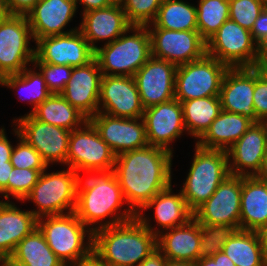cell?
<instances>
[{"label": "cell", "instance_id": "1", "mask_svg": "<svg viewBox=\"0 0 267 266\" xmlns=\"http://www.w3.org/2000/svg\"><path fill=\"white\" fill-rule=\"evenodd\" d=\"M173 153L150 146L117 155L114 174L126 204L136 214L155 195L172 185Z\"/></svg>", "mask_w": 267, "mask_h": 266}, {"label": "cell", "instance_id": "2", "mask_svg": "<svg viewBox=\"0 0 267 266\" xmlns=\"http://www.w3.org/2000/svg\"><path fill=\"white\" fill-rule=\"evenodd\" d=\"M85 175L84 179L81 176L79 179L74 210L85 226L94 232L136 218V213L130 207L118 213L126 200L113 169L90 171ZM106 218H110L109 221H105Z\"/></svg>", "mask_w": 267, "mask_h": 266}, {"label": "cell", "instance_id": "3", "mask_svg": "<svg viewBox=\"0 0 267 266\" xmlns=\"http://www.w3.org/2000/svg\"><path fill=\"white\" fill-rule=\"evenodd\" d=\"M157 249V236L136 217L93 232V252L110 266H138Z\"/></svg>", "mask_w": 267, "mask_h": 266}, {"label": "cell", "instance_id": "4", "mask_svg": "<svg viewBox=\"0 0 267 266\" xmlns=\"http://www.w3.org/2000/svg\"><path fill=\"white\" fill-rule=\"evenodd\" d=\"M37 227L49 248L65 266L76 264L93 252V231L74 212L40 217ZM84 239L88 241L85 243Z\"/></svg>", "mask_w": 267, "mask_h": 266}, {"label": "cell", "instance_id": "5", "mask_svg": "<svg viewBox=\"0 0 267 266\" xmlns=\"http://www.w3.org/2000/svg\"><path fill=\"white\" fill-rule=\"evenodd\" d=\"M133 31V32H132ZM133 33L128 35L127 33ZM152 57L147 26H131L113 42L95 50L103 75H133Z\"/></svg>", "mask_w": 267, "mask_h": 266}, {"label": "cell", "instance_id": "6", "mask_svg": "<svg viewBox=\"0 0 267 266\" xmlns=\"http://www.w3.org/2000/svg\"><path fill=\"white\" fill-rule=\"evenodd\" d=\"M186 181L180 190L194 212L230 175L227 151L203 148L195 143V153Z\"/></svg>", "mask_w": 267, "mask_h": 266}, {"label": "cell", "instance_id": "7", "mask_svg": "<svg viewBox=\"0 0 267 266\" xmlns=\"http://www.w3.org/2000/svg\"><path fill=\"white\" fill-rule=\"evenodd\" d=\"M46 170L23 202L30 200L36 205L38 209L30 210L36 218L74 212L80 175L69 167L51 173Z\"/></svg>", "mask_w": 267, "mask_h": 266}, {"label": "cell", "instance_id": "8", "mask_svg": "<svg viewBox=\"0 0 267 266\" xmlns=\"http://www.w3.org/2000/svg\"><path fill=\"white\" fill-rule=\"evenodd\" d=\"M242 176L229 175L200 207L193 218L211 235L219 231L238 230Z\"/></svg>", "mask_w": 267, "mask_h": 266}, {"label": "cell", "instance_id": "9", "mask_svg": "<svg viewBox=\"0 0 267 266\" xmlns=\"http://www.w3.org/2000/svg\"><path fill=\"white\" fill-rule=\"evenodd\" d=\"M115 158L116 155L89 120L71 131L66 165L80 176H83L81 172L112 170Z\"/></svg>", "mask_w": 267, "mask_h": 266}, {"label": "cell", "instance_id": "10", "mask_svg": "<svg viewBox=\"0 0 267 266\" xmlns=\"http://www.w3.org/2000/svg\"><path fill=\"white\" fill-rule=\"evenodd\" d=\"M229 67L207 54L196 61L179 65L175 77V99L219 96L221 83Z\"/></svg>", "mask_w": 267, "mask_h": 266}, {"label": "cell", "instance_id": "11", "mask_svg": "<svg viewBox=\"0 0 267 266\" xmlns=\"http://www.w3.org/2000/svg\"><path fill=\"white\" fill-rule=\"evenodd\" d=\"M32 36L25 15H9L0 21V75H15L29 67L35 58V48H30ZM28 65V66H27Z\"/></svg>", "mask_w": 267, "mask_h": 266}, {"label": "cell", "instance_id": "12", "mask_svg": "<svg viewBox=\"0 0 267 266\" xmlns=\"http://www.w3.org/2000/svg\"><path fill=\"white\" fill-rule=\"evenodd\" d=\"M206 53L229 68L254 67L256 44L249 30L229 19L206 41Z\"/></svg>", "mask_w": 267, "mask_h": 266}, {"label": "cell", "instance_id": "13", "mask_svg": "<svg viewBox=\"0 0 267 266\" xmlns=\"http://www.w3.org/2000/svg\"><path fill=\"white\" fill-rule=\"evenodd\" d=\"M13 120L20 136L40 154L47 166L57 162L66 165L70 130L39 121L31 114Z\"/></svg>", "mask_w": 267, "mask_h": 266}, {"label": "cell", "instance_id": "14", "mask_svg": "<svg viewBox=\"0 0 267 266\" xmlns=\"http://www.w3.org/2000/svg\"><path fill=\"white\" fill-rule=\"evenodd\" d=\"M152 57L166 60L179 66L203 58L206 41L198 30L177 31L148 28Z\"/></svg>", "mask_w": 267, "mask_h": 266}, {"label": "cell", "instance_id": "15", "mask_svg": "<svg viewBox=\"0 0 267 266\" xmlns=\"http://www.w3.org/2000/svg\"><path fill=\"white\" fill-rule=\"evenodd\" d=\"M212 235L194 218L157 235V249L172 261L195 263L207 252Z\"/></svg>", "mask_w": 267, "mask_h": 266}, {"label": "cell", "instance_id": "16", "mask_svg": "<svg viewBox=\"0 0 267 266\" xmlns=\"http://www.w3.org/2000/svg\"><path fill=\"white\" fill-rule=\"evenodd\" d=\"M33 62H45L72 67L87 65L94 59L95 51L78 30L38 39Z\"/></svg>", "mask_w": 267, "mask_h": 266}, {"label": "cell", "instance_id": "17", "mask_svg": "<svg viewBox=\"0 0 267 266\" xmlns=\"http://www.w3.org/2000/svg\"><path fill=\"white\" fill-rule=\"evenodd\" d=\"M89 121L116 156L148 146L143 117L121 118L98 112Z\"/></svg>", "mask_w": 267, "mask_h": 266}, {"label": "cell", "instance_id": "18", "mask_svg": "<svg viewBox=\"0 0 267 266\" xmlns=\"http://www.w3.org/2000/svg\"><path fill=\"white\" fill-rule=\"evenodd\" d=\"M98 112L121 118L143 117L144 107L134 78L103 75Z\"/></svg>", "mask_w": 267, "mask_h": 266}, {"label": "cell", "instance_id": "19", "mask_svg": "<svg viewBox=\"0 0 267 266\" xmlns=\"http://www.w3.org/2000/svg\"><path fill=\"white\" fill-rule=\"evenodd\" d=\"M177 65L151 57L134 75L144 109L175 98Z\"/></svg>", "mask_w": 267, "mask_h": 266}, {"label": "cell", "instance_id": "20", "mask_svg": "<svg viewBox=\"0 0 267 266\" xmlns=\"http://www.w3.org/2000/svg\"><path fill=\"white\" fill-rule=\"evenodd\" d=\"M143 120L148 145L166 149L171 153L173 149L170 143L186 132L182 105L175 98L144 109Z\"/></svg>", "mask_w": 267, "mask_h": 266}, {"label": "cell", "instance_id": "21", "mask_svg": "<svg viewBox=\"0 0 267 266\" xmlns=\"http://www.w3.org/2000/svg\"><path fill=\"white\" fill-rule=\"evenodd\" d=\"M266 148L267 122H254L227 150L230 175L256 176Z\"/></svg>", "mask_w": 267, "mask_h": 266}, {"label": "cell", "instance_id": "22", "mask_svg": "<svg viewBox=\"0 0 267 266\" xmlns=\"http://www.w3.org/2000/svg\"><path fill=\"white\" fill-rule=\"evenodd\" d=\"M102 77L94 58L87 65L73 67L70 80L60 94L89 120L99 111Z\"/></svg>", "mask_w": 267, "mask_h": 266}, {"label": "cell", "instance_id": "23", "mask_svg": "<svg viewBox=\"0 0 267 266\" xmlns=\"http://www.w3.org/2000/svg\"><path fill=\"white\" fill-rule=\"evenodd\" d=\"M253 93L254 68H229L224 74L219 94L222 110L261 122L254 111Z\"/></svg>", "mask_w": 267, "mask_h": 266}, {"label": "cell", "instance_id": "24", "mask_svg": "<svg viewBox=\"0 0 267 266\" xmlns=\"http://www.w3.org/2000/svg\"><path fill=\"white\" fill-rule=\"evenodd\" d=\"M76 10L75 0H40L26 15L34 41L78 30L79 27L64 31Z\"/></svg>", "mask_w": 267, "mask_h": 266}, {"label": "cell", "instance_id": "25", "mask_svg": "<svg viewBox=\"0 0 267 266\" xmlns=\"http://www.w3.org/2000/svg\"><path fill=\"white\" fill-rule=\"evenodd\" d=\"M82 22L79 31L89 42L95 51L98 41H105V44L113 42L119 38L132 25L127 21L126 14L121 4H112L101 9H94L82 13Z\"/></svg>", "mask_w": 267, "mask_h": 266}, {"label": "cell", "instance_id": "26", "mask_svg": "<svg viewBox=\"0 0 267 266\" xmlns=\"http://www.w3.org/2000/svg\"><path fill=\"white\" fill-rule=\"evenodd\" d=\"M172 188L173 187L170 185L160 191L136 214V217L143 225L156 236L160 232H165V230L184 225L193 218V212L189 209L181 191L175 194ZM151 208L155 210L154 220L162 230L155 227L153 229L149 223L150 219L143 214L145 210ZM142 210L144 212H142Z\"/></svg>", "mask_w": 267, "mask_h": 266}, {"label": "cell", "instance_id": "27", "mask_svg": "<svg viewBox=\"0 0 267 266\" xmlns=\"http://www.w3.org/2000/svg\"><path fill=\"white\" fill-rule=\"evenodd\" d=\"M212 242L236 266H267L256 231L242 229L219 231L212 235Z\"/></svg>", "mask_w": 267, "mask_h": 266}, {"label": "cell", "instance_id": "28", "mask_svg": "<svg viewBox=\"0 0 267 266\" xmlns=\"http://www.w3.org/2000/svg\"><path fill=\"white\" fill-rule=\"evenodd\" d=\"M37 220L30 210L0 200V260L12 256L18 243L37 228Z\"/></svg>", "mask_w": 267, "mask_h": 266}, {"label": "cell", "instance_id": "29", "mask_svg": "<svg viewBox=\"0 0 267 266\" xmlns=\"http://www.w3.org/2000/svg\"><path fill=\"white\" fill-rule=\"evenodd\" d=\"M267 225V182L242 176L239 229L257 231Z\"/></svg>", "mask_w": 267, "mask_h": 266}, {"label": "cell", "instance_id": "30", "mask_svg": "<svg viewBox=\"0 0 267 266\" xmlns=\"http://www.w3.org/2000/svg\"><path fill=\"white\" fill-rule=\"evenodd\" d=\"M253 123L254 121L246 116L221 110L196 143L203 148L227 151Z\"/></svg>", "mask_w": 267, "mask_h": 266}, {"label": "cell", "instance_id": "31", "mask_svg": "<svg viewBox=\"0 0 267 266\" xmlns=\"http://www.w3.org/2000/svg\"><path fill=\"white\" fill-rule=\"evenodd\" d=\"M31 115L39 121L70 131L80 128L88 120L61 94H51Z\"/></svg>", "mask_w": 267, "mask_h": 266}, {"label": "cell", "instance_id": "32", "mask_svg": "<svg viewBox=\"0 0 267 266\" xmlns=\"http://www.w3.org/2000/svg\"><path fill=\"white\" fill-rule=\"evenodd\" d=\"M186 132L197 141L221 112L219 96L195 98L181 102Z\"/></svg>", "mask_w": 267, "mask_h": 266}, {"label": "cell", "instance_id": "33", "mask_svg": "<svg viewBox=\"0 0 267 266\" xmlns=\"http://www.w3.org/2000/svg\"><path fill=\"white\" fill-rule=\"evenodd\" d=\"M147 28L177 31L198 30L196 6L183 0H163L155 20L148 24Z\"/></svg>", "mask_w": 267, "mask_h": 266}, {"label": "cell", "instance_id": "34", "mask_svg": "<svg viewBox=\"0 0 267 266\" xmlns=\"http://www.w3.org/2000/svg\"><path fill=\"white\" fill-rule=\"evenodd\" d=\"M11 257L26 266H65L49 248L38 227L18 243Z\"/></svg>", "mask_w": 267, "mask_h": 266}, {"label": "cell", "instance_id": "35", "mask_svg": "<svg viewBox=\"0 0 267 266\" xmlns=\"http://www.w3.org/2000/svg\"><path fill=\"white\" fill-rule=\"evenodd\" d=\"M3 85L12 89H18V91L21 90V92L24 91L23 93H25V91L27 92V97L30 99L27 102H29V104L31 103L33 106L29 114H32L36 107L52 94L48 90L40 71L35 72L30 67L29 69L26 67L18 74L3 77L2 86Z\"/></svg>", "mask_w": 267, "mask_h": 266}, {"label": "cell", "instance_id": "36", "mask_svg": "<svg viewBox=\"0 0 267 266\" xmlns=\"http://www.w3.org/2000/svg\"><path fill=\"white\" fill-rule=\"evenodd\" d=\"M196 6L197 29L207 41L229 20V0H199Z\"/></svg>", "mask_w": 267, "mask_h": 266}, {"label": "cell", "instance_id": "37", "mask_svg": "<svg viewBox=\"0 0 267 266\" xmlns=\"http://www.w3.org/2000/svg\"><path fill=\"white\" fill-rule=\"evenodd\" d=\"M162 3L163 0H124L121 6L132 26H147L155 20Z\"/></svg>", "mask_w": 267, "mask_h": 266}, {"label": "cell", "instance_id": "38", "mask_svg": "<svg viewBox=\"0 0 267 266\" xmlns=\"http://www.w3.org/2000/svg\"><path fill=\"white\" fill-rule=\"evenodd\" d=\"M15 136L19 140L17 146L13 147L12 155L10 158L11 164L15 168H26L38 170L43 172L48 166L42 160L40 154L24 139L20 136L18 128H13Z\"/></svg>", "mask_w": 267, "mask_h": 266}, {"label": "cell", "instance_id": "39", "mask_svg": "<svg viewBox=\"0 0 267 266\" xmlns=\"http://www.w3.org/2000/svg\"><path fill=\"white\" fill-rule=\"evenodd\" d=\"M266 5L264 0H229V19L251 31Z\"/></svg>", "mask_w": 267, "mask_h": 266}, {"label": "cell", "instance_id": "40", "mask_svg": "<svg viewBox=\"0 0 267 266\" xmlns=\"http://www.w3.org/2000/svg\"><path fill=\"white\" fill-rule=\"evenodd\" d=\"M34 68H39L38 71L42 74L48 90L52 94H60L66 84L69 82L72 66L69 65H56L45 62H33Z\"/></svg>", "mask_w": 267, "mask_h": 266}, {"label": "cell", "instance_id": "41", "mask_svg": "<svg viewBox=\"0 0 267 266\" xmlns=\"http://www.w3.org/2000/svg\"><path fill=\"white\" fill-rule=\"evenodd\" d=\"M40 174L38 170L13 167L8 179V201L9 195L18 201H23L37 183Z\"/></svg>", "mask_w": 267, "mask_h": 266}, {"label": "cell", "instance_id": "42", "mask_svg": "<svg viewBox=\"0 0 267 266\" xmlns=\"http://www.w3.org/2000/svg\"><path fill=\"white\" fill-rule=\"evenodd\" d=\"M253 104L256 117L267 122V71L254 68Z\"/></svg>", "mask_w": 267, "mask_h": 266}, {"label": "cell", "instance_id": "43", "mask_svg": "<svg viewBox=\"0 0 267 266\" xmlns=\"http://www.w3.org/2000/svg\"><path fill=\"white\" fill-rule=\"evenodd\" d=\"M40 0H6L10 15H27Z\"/></svg>", "mask_w": 267, "mask_h": 266}, {"label": "cell", "instance_id": "44", "mask_svg": "<svg viewBox=\"0 0 267 266\" xmlns=\"http://www.w3.org/2000/svg\"><path fill=\"white\" fill-rule=\"evenodd\" d=\"M195 266H220V248L211 241L207 252L195 262Z\"/></svg>", "mask_w": 267, "mask_h": 266}, {"label": "cell", "instance_id": "45", "mask_svg": "<svg viewBox=\"0 0 267 266\" xmlns=\"http://www.w3.org/2000/svg\"><path fill=\"white\" fill-rule=\"evenodd\" d=\"M250 32L255 44L267 35V5L259 14Z\"/></svg>", "mask_w": 267, "mask_h": 266}, {"label": "cell", "instance_id": "46", "mask_svg": "<svg viewBox=\"0 0 267 266\" xmlns=\"http://www.w3.org/2000/svg\"><path fill=\"white\" fill-rule=\"evenodd\" d=\"M253 68L267 71V35L256 44V58Z\"/></svg>", "mask_w": 267, "mask_h": 266}, {"label": "cell", "instance_id": "47", "mask_svg": "<svg viewBox=\"0 0 267 266\" xmlns=\"http://www.w3.org/2000/svg\"><path fill=\"white\" fill-rule=\"evenodd\" d=\"M13 165L11 162L0 164V194L8 201V179L10 178Z\"/></svg>", "mask_w": 267, "mask_h": 266}, {"label": "cell", "instance_id": "48", "mask_svg": "<svg viewBox=\"0 0 267 266\" xmlns=\"http://www.w3.org/2000/svg\"><path fill=\"white\" fill-rule=\"evenodd\" d=\"M5 129L0 133V164H5V162H11L10 158L13 151V145L7 139Z\"/></svg>", "mask_w": 267, "mask_h": 266}, {"label": "cell", "instance_id": "49", "mask_svg": "<svg viewBox=\"0 0 267 266\" xmlns=\"http://www.w3.org/2000/svg\"><path fill=\"white\" fill-rule=\"evenodd\" d=\"M168 259L158 250H154L138 266H165Z\"/></svg>", "mask_w": 267, "mask_h": 266}, {"label": "cell", "instance_id": "50", "mask_svg": "<svg viewBox=\"0 0 267 266\" xmlns=\"http://www.w3.org/2000/svg\"><path fill=\"white\" fill-rule=\"evenodd\" d=\"M75 3H76L77 8H78L77 3H80V5L82 4L84 6L82 13H85L87 11L94 10V9L105 8V7H108L114 4L111 0H75Z\"/></svg>", "mask_w": 267, "mask_h": 266}, {"label": "cell", "instance_id": "51", "mask_svg": "<svg viewBox=\"0 0 267 266\" xmlns=\"http://www.w3.org/2000/svg\"><path fill=\"white\" fill-rule=\"evenodd\" d=\"M71 266H110L106 262L102 261L94 252L88 257L83 258L78 263Z\"/></svg>", "mask_w": 267, "mask_h": 266}, {"label": "cell", "instance_id": "52", "mask_svg": "<svg viewBox=\"0 0 267 266\" xmlns=\"http://www.w3.org/2000/svg\"><path fill=\"white\" fill-rule=\"evenodd\" d=\"M256 233L258 235L265 260L267 261V225L259 228Z\"/></svg>", "mask_w": 267, "mask_h": 266}, {"label": "cell", "instance_id": "53", "mask_svg": "<svg viewBox=\"0 0 267 266\" xmlns=\"http://www.w3.org/2000/svg\"><path fill=\"white\" fill-rule=\"evenodd\" d=\"M255 177L261 181L267 182V148L263 156L261 168Z\"/></svg>", "mask_w": 267, "mask_h": 266}, {"label": "cell", "instance_id": "54", "mask_svg": "<svg viewBox=\"0 0 267 266\" xmlns=\"http://www.w3.org/2000/svg\"><path fill=\"white\" fill-rule=\"evenodd\" d=\"M0 266H26V265L14 260L12 257H6L0 260Z\"/></svg>", "mask_w": 267, "mask_h": 266}, {"label": "cell", "instance_id": "55", "mask_svg": "<svg viewBox=\"0 0 267 266\" xmlns=\"http://www.w3.org/2000/svg\"><path fill=\"white\" fill-rule=\"evenodd\" d=\"M220 266H236L234 262L220 249Z\"/></svg>", "mask_w": 267, "mask_h": 266}, {"label": "cell", "instance_id": "56", "mask_svg": "<svg viewBox=\"0 0 267 266\" xmlns=\"http://www.w3.org/2000/svg\"><path fill=\"white\" fill-rule=\"evenodd\" d=\"M9 15L6 0H0V21L6 19Z\"/></svg>", "mask_w": 267, "mask_h": 266}, {"label": "cell", "instance_id": "57", "mask_svg": "<svg viewBox=\"0 0 267 266\" xmlns=\"http://www.w3.org/2000/svg\"><path fill=\"white\" fill-rule=\"evenodd\" d=\"M165 266H195V263L168 260Z\"/></svg>", "mask_w": 267, "mask_h": 266}, {"label": "cell", "instance_id": "58", "mask_svg": "<svg viewBox=\"0 0 267 266\" xmlns=\"http://www.w3.org/2000/svg\"><path fill=\"white\" fill-rule=\"evenodd\" d=\"M115 4H122L124 0H111Z\"/></svg>", "mask_w": 267, "mask_h": 266}, {"label": "cell", "instance_id": "59", "mask_svg": "<svg viewBox=\"0 0 267 266\" xmlns=\"http://www.w3.org/2000/svg\"><path fill=\"white\" fill-rule=\"evenodd\" d=\"M2 79L3 77L0 75V85L2 86Z\"/></svg>", "mask_w": 267, "mask_h": 266}, {"label": "cell", "instance_id": "60", "mask_svg": "<svg viewBox=\"0 0 267 266\" xmlns=\"http://www.w3.org/2000/svg\"><path fill=\"white\" fill-rule=\"evenodd\" d=\"M5 128L4 127H2L1 129H0V133L4 130Z\"/></svg>", "mask_w": 267, "mask_h": 266}]
</instances>
